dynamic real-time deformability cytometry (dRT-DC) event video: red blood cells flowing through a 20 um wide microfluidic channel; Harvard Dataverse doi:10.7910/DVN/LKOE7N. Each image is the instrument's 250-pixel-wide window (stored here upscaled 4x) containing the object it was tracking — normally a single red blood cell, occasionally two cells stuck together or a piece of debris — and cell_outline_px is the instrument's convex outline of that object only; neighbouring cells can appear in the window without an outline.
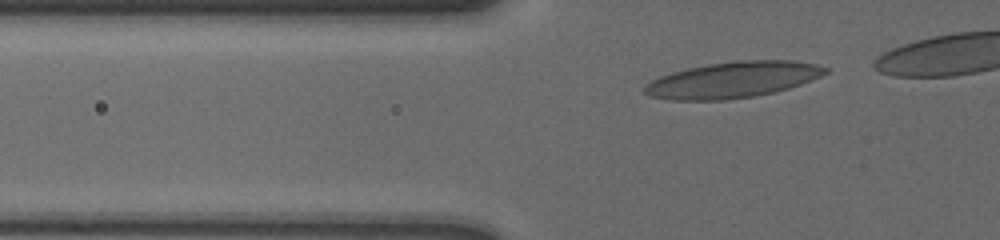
{"species": "human", "species_latin": "Homo sapiens", "temperature_condition": "cold", "stored_images_in_passage": 37, "camera_frame_rate_fps": 3000, "um_per_image_px": 0.085, "donor": {"sex": "male"}, "frame": {"image": 1, "passage_image": 5, "time_ms": 1.333, "image_size_px": [1000, 240], "cell_outline_px": [[828, 72], [820, 76], [800, 84], [788, 88], [772, 92], [752, 96], [724, 100], [672, 100], [652, 96], [644, 92], [644, 88], [652, 80], [660, 76], [672, 72], [688, 68], [708, 64], [732, 60], [792, 60], [816, 64], [828, 68]], "centroid_in_image_um": [62.3, 6.77], "position_along_channel_um": 63.5, "area_um2": 37.63}}
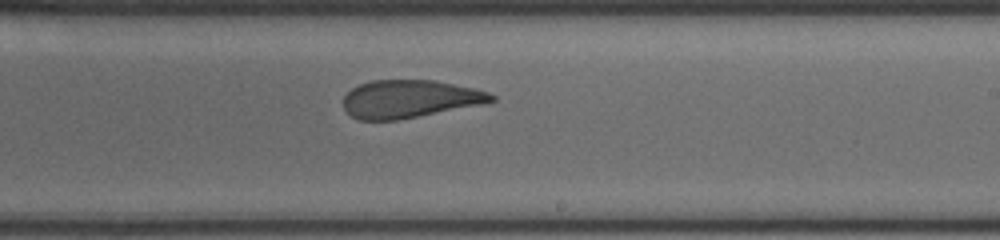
{"frame": {"image": 2, "passage_image": 22, "time_ms": 7.0, "image_size_px": [1000, 240], "cell_outline_px": [[496, 100], [484, 104], [396, 120], [360, 120], [352, 116], [344, 108], [344, 96], [352, 88], [360, 84], [372, 80], [436, 80], [476, 88], [488, 92], [496, 96]], "centroid_in_image_um": [34.86, 8.4], "position_along_channel_um": 254.1, "area_um2": 32.66}}
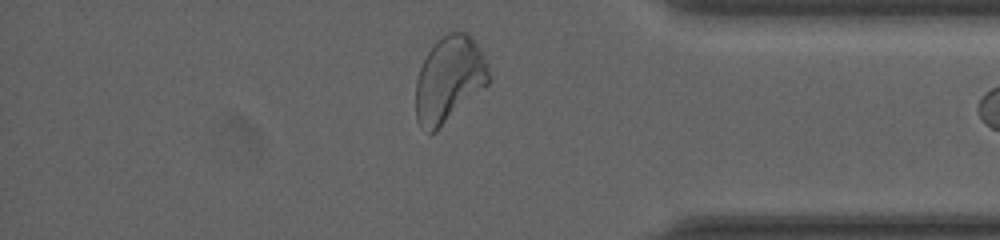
{"frame": {"image": 3, "passage_image": 35, "time_ms": 11.333, "image_size_px": [1000, 240], "cell_outline_px": [[488, 84], [436, 132], [428, 132], [416, 120], [416, 80], [420, 68], [428, 52], [448, 32], [468, 32], [484, 56], [488, 72]], "centroid_in_image_um": [38.16, 6.77], "position_along_channel_um": 397.0, "area_um2": 35.89}}